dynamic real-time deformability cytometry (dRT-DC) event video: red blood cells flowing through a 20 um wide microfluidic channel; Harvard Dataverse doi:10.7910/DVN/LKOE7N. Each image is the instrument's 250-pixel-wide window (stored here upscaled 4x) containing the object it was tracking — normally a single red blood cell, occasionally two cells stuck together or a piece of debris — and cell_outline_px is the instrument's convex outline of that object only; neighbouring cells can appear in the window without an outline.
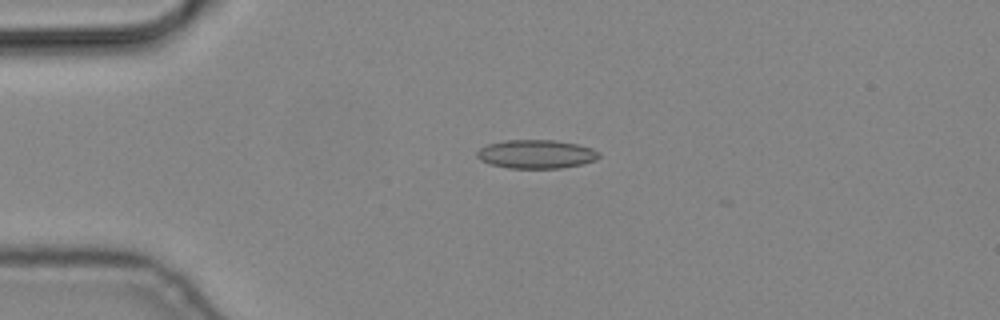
{"species": "common noctule bat (a hibernating species)", "species_latin": "Nyctalus noctula", "temperature_condition": "cold", "stored_images_in_passage": 3, "camera_frame_rate_fps": 3000, "um_per_image_px": 0.085, "animal": {"sex": "male", "body_mass_g": 19.2, "forearm_length_mm": 51.8}, "frame": {"image": 1, "passage_image": 2, "time_ms": 0.333, "image_size_px": [1000, 320], "cell_outline_px": [[600, 156], [596, 160], [580, 164], [560, 168], [508, 168], [492, 164], [480, 160], [476, 156], [476, 152], [480, 148], [488, 144], [504, 140], [556, 140], [576, 144], [592, 148], [600, 152]], "centroid_in_image_um": [45.57, 13.09], "position_along_channel_um": 39.4, "area_um2": 20.35}}